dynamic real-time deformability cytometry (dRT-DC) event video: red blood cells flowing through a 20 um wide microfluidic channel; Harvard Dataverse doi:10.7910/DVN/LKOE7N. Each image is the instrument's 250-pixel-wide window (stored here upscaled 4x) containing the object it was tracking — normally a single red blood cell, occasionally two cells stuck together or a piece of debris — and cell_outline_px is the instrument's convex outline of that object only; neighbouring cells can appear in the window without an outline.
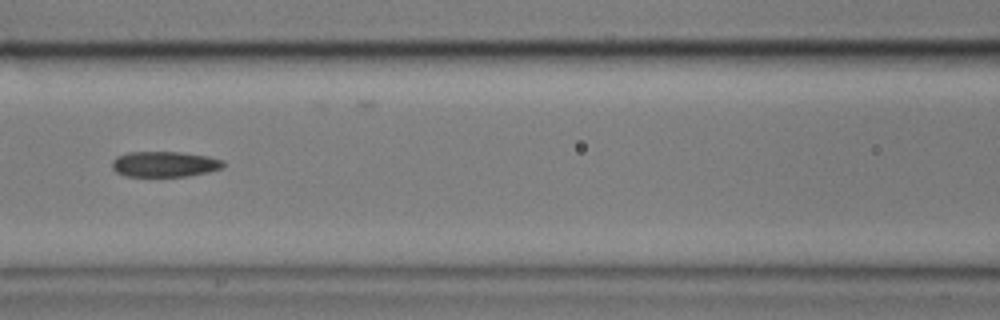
{"species": "common noctule bat (a hibernating species)", "species_latin": "Nyctalus noctula", "temperature_condition": "cold", "stored_images_in_passage": 8, "camera_frame_rate_fps": 3000, "um_per_image_px": 0.085, "animal": {"sex": "male", "body_mass_g": 17.9}, "frame": {"image": 1, "passage_image": 4, "time_ms": 1.0, "image_size_px": [1000, 320], "cell_outline_px": [[224, 164], [220, 168], [208, 172], [188, 176], [124, 176], [116, 172], [112, 168], [112, 160], [116, 156], [128, 152], [180, 152], [208, 156], [224, 160]], "centroid_in_image_um": [13.96, 13.95], "position_along_channel_um": 152.6, "area_um2": 16.59}}
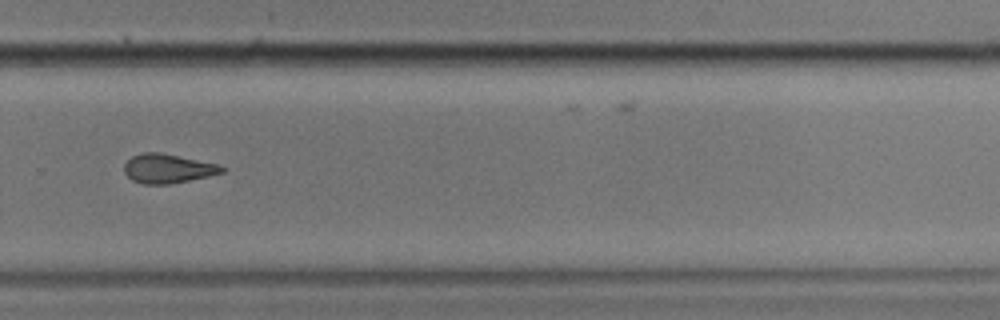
{"frame": {"image": 2, "passage_image": 8, "time_ms": 2.333, "image_size_px": [1000, 320], "cell_outline_px": [[228, 168], [224, 172], [208, 176], [168, 184], [144, 184], [132, 180], [124, 172], [124, 164], [132, 156], [144, 152], [160, 152], [220, 164]], "centroid_in_image_um": [14.29, 14.31], "position_along_channel_um": 315.5, "area_um2": 16.65}}